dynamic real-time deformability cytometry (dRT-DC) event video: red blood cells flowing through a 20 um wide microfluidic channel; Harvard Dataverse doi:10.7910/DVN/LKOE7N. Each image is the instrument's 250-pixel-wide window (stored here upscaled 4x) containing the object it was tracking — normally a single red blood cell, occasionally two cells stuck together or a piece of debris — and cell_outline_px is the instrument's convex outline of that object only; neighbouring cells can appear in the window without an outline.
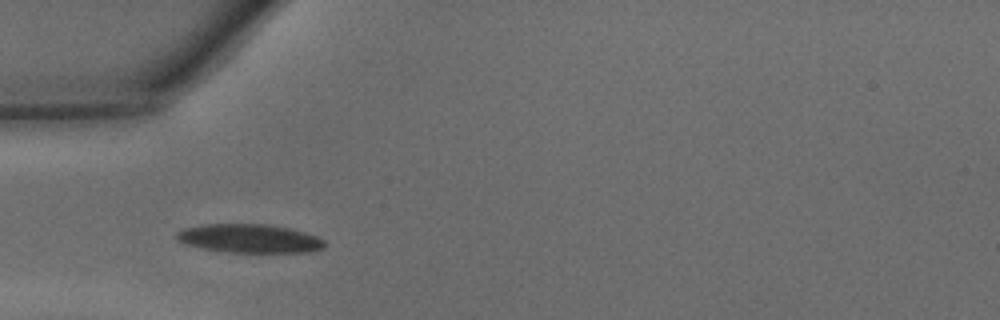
{"species": "common noctule bat (a hibernating species)", "species_latin": "Nyctalus noctula", "temperature_condition": "warm", "stored_images_in_passage": 8, "camera_frame_rate_fps": 3000, "um_per_image_px": 0.085, "animal": {"sex": "male", "body_mass_g": 15.6}, "frame": {"image": 1, "passage_image": 3, "time_ms": 0.667, "image_size_px": [1000, 320], "cell_outline_px": [[324, 248], [312, 252], [228, 252], [204, 248], [188, 244], [176, 240], [172, 236], [176, 232], [184, 228], [204, 224], [268, 224], [292, 228], [316, 236], [324, 240]], "centroid_in_image_um": [21.2, 20.26], "position_along_channel_um": 63.8, "area_um2": 24.8}}
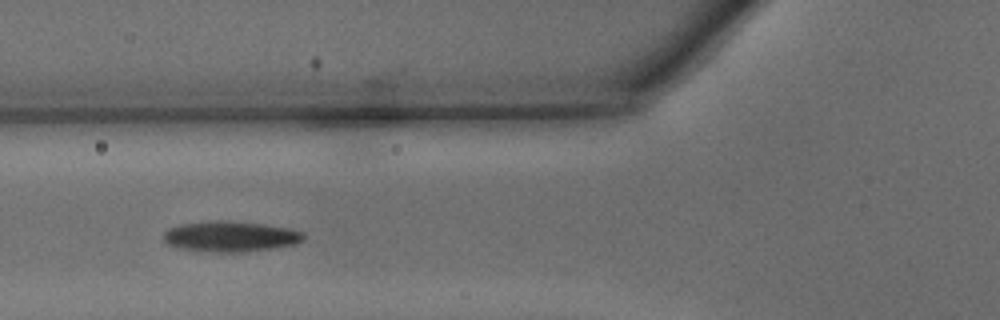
{"frame": {"image": 2, "passage_image": 6, "time_ms": 1.667, "image_size_px": [1000, 320], "cell_outline_px": [[304, 240], [296, 244], [272, 248], [240, 252], [216, 252], [176, 248], [168, 244], [164, 240], [164, 232], [168, 228], [180, 224], [208, 220], [228, 220], [264, 224], [288, 228], [304, 232]], "centroid_in_image_um": [19.57, 20.08], "position_along_channel_um": 106.2, "area_um2": 25.14}}